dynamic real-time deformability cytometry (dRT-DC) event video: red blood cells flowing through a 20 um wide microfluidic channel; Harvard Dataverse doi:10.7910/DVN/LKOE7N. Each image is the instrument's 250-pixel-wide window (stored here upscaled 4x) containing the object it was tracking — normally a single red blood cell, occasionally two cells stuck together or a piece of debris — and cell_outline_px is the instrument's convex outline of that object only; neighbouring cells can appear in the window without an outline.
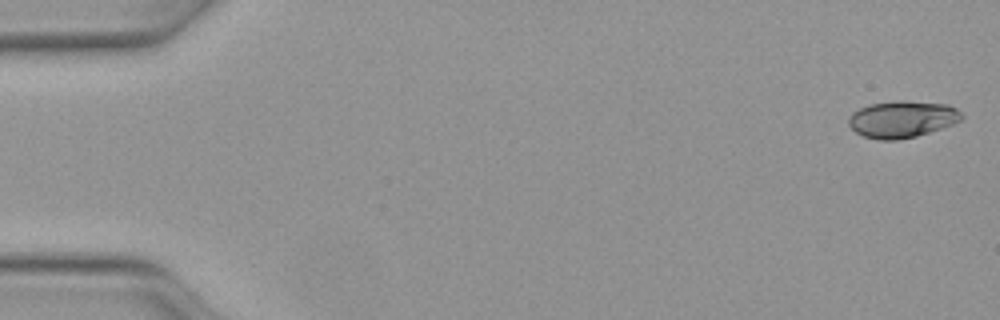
{"species": "Egyptian fruit bat (a non-hibernating species)", "species_latin": "Rousettus aegyptiacus", "temperature_condition": "warm", "stored_images_in_passage": 15, "camera_frame_rate_fps": 3000, "um_per_image_px": 0.085, "animal": {"sex": "female"}, "frame": {"image": 1, "passage_image": 1, "time_ms": 0.0, "image_size_px": [1000, 320], "cell_outline_px": [[964, 116], [960, 120], [952, 124], [916, 136], [896, 140], [876, 140], [864, 136], [856, 132], [848, 124], [848, 116], [852, 112], [868, 104], [900, 100], [904, 100], [948, 104], [956, 108]], "centroid_in_image_um": [76.65, 10.12], "position_along_channel_um": 8.3, "area_um2": 24.28}}
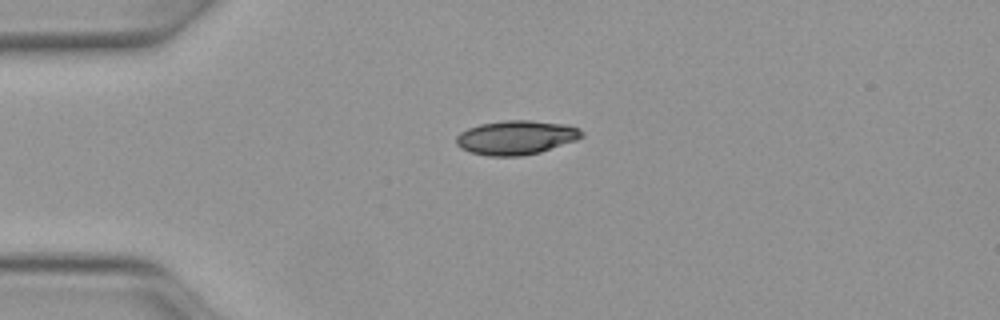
{"frame": {"image": 2, "passage_image": 12, "time_ms": 3.667, "image_size_px": [1000, 320], "cell_outline_px": [[584, 136], [576, 140], [540, 152], [524, 156], [488, 156], [472, 152], [460, 148], [456, 144], [456, 136], [460, 132], [468, 128], [480, 124], [504, 120], [528, 120], [568, 124], [584, 132]], "centroid_in_image_um": [43.87, 11.69], "position_along_channel_um": 41.1, "area_um2": 25.03}}